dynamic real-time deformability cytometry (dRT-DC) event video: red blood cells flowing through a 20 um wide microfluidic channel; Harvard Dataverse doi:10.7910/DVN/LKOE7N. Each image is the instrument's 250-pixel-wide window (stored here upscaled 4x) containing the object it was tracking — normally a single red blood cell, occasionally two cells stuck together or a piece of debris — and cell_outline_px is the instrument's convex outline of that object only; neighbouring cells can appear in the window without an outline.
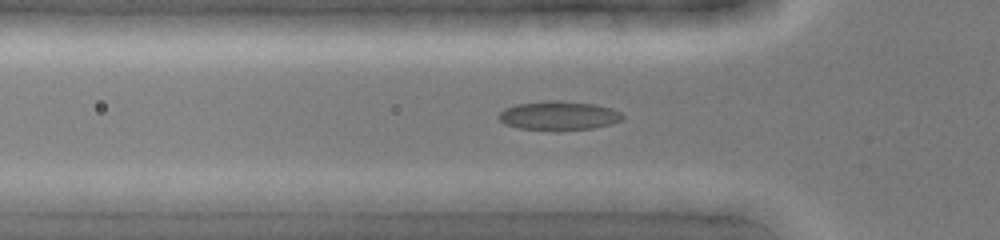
{"species": "common noctule bat (a hibernating species)", "species_latin": "Nyctalus noctula", "temperature_condition": "cold", "stored_images_in_passage": 45, "camera_frame_rate_fps": 3000, "um_per_image_px": 0.085, "animal": {"sex": "female", "body_mass_g": 19.0, "forearm_length_mm": 51.5}, "frame": {"image": 1, "passage_image": 14, "time_ms": 4.333, "image_size_px": [1000, 240], "cell_outline_px": [[624, 120], [592, 128], [520, 128], [504, 124], [496, 116], [504, 108], [516, 104], [552, 100], [560, 100], [596, 104], [612, 108], [620, 112], [624, 116]], "centroid_in_image_um": [47.49, 9.78], "position_along_channel_um": 78.3, "area_um2": 20.35}}
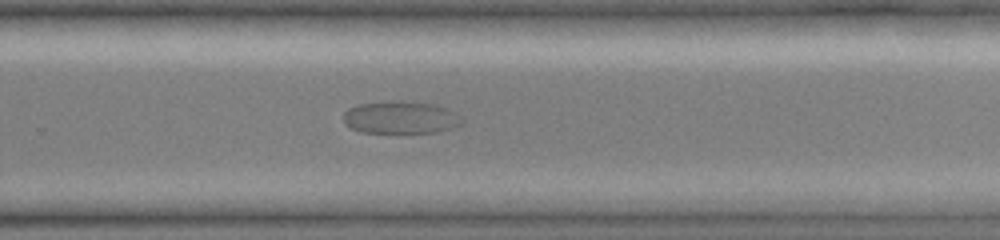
{"frame": {"image": 2, "passage_image": 30, "time_ms": 9.667, "image_size_px": [1000, 240], "cell_outline_px": [[464, 120], [460, 124], [452, 128], [436, 132], [360, 132], [352, 128], [344, 120], [344, 112], [348, 108], [360, 104], [436, 104], [452, 112]], "centroid_in_image_um": [34.05, 10.04], "position_along_channel_um": 295.7, "area_um2": 20.98}}
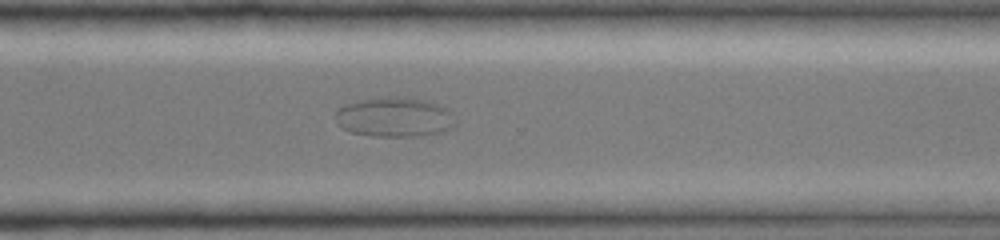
{"frame": {"image": 3, "passage_image": 33, "time_ms": 10.667, "image_size_px": [1000, 240], "cell_outline_px": [[456, 124], [452, 128], [440, 132], [416, 136], [372, 136], [352, 132], [344, 128], [340, 124], [336, 116], [336, 112], [340, 108], [348, 104], [364, 100], [420, 100], [440, 104], [448, 112]], "centroid_in_image_um": [33.55, 10.02], "position_along_channel_um": 337.0, "area_um2": 26.01}}